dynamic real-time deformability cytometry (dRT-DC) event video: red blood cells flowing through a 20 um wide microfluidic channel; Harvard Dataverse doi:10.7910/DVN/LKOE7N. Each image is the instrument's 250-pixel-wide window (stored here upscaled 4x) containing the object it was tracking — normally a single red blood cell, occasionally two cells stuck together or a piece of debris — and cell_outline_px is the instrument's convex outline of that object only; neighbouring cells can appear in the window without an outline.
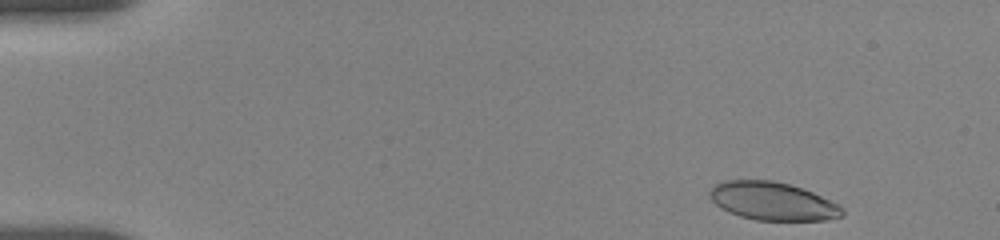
{"species": "human", "species_latin": "Homo sapiens", "temperature_condition": "room temperature", "stored_images_in_passage": 22, "camera_frame_rate_fps": 3000, "um_per_image_px": 0.085, "donor": {"sex": "female"}, "frame": {"image": 1, "passage_image": 2, "time_ms": 0.333, "image_size_px": [1000, 240], "cell_outline_px": [[844, 216], [824, 220], [756, 220], [740, 216], [720, 208], [708, 196], [708, 192], [716, 184], [724, 180], [772, 180], [788, 184], [812, 192], [840, 204], [844, 208]], "centroid_in_image_um": [65.68, 17.1], "position_along_channel_um": 19.3, "area_um2": 29.48}}
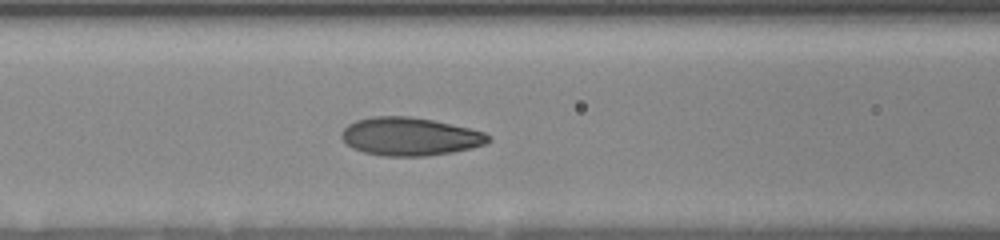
{"frame": {"image": 2, "passage_image": 17, "time_ms": 6.333, "image_size_px": [1000, 240], "cell_outline_px": [[492, 140], [484, 144], [472, 148], [452, 152], [424, 156], [380, 156], [364, 152], [352, 148], [340, 136], [340, 132], [348, 124], [356, 120], [372, 116], [408, 116], [432, 120], [468, 128], [484, 132], [492, 136]], "centroid_in_image_um": [34.83, 11.6], "position_along_channel_um": 131.8, "area_um2": 32.66}}
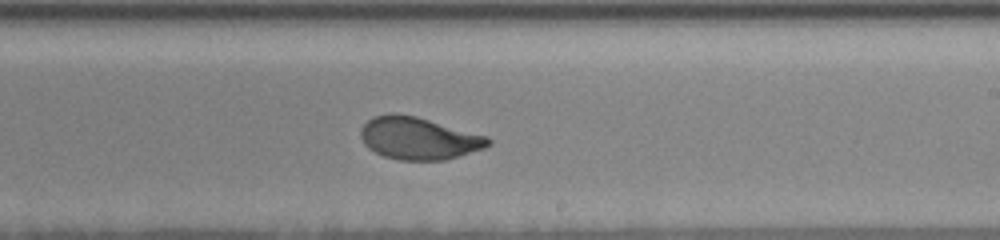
{"frame": {"image": 3, "passage_image": 22, "time_ms": 9.667, "image_size_px": [1000, 240], "cell_outline_px": [[492, 144], [484, 148], [444, 160], [396, 160], [384, 156], [368, 148], [364, 144], [360, 136], [360, 128], [368, 120], [376, 116], [392, 112], [416, 116], [488, 136], [492, 140]], "centroid_in_image_um": [35.58, 11.75], "position_along_channel_um": 253.4, "area_um2": 31.5}}